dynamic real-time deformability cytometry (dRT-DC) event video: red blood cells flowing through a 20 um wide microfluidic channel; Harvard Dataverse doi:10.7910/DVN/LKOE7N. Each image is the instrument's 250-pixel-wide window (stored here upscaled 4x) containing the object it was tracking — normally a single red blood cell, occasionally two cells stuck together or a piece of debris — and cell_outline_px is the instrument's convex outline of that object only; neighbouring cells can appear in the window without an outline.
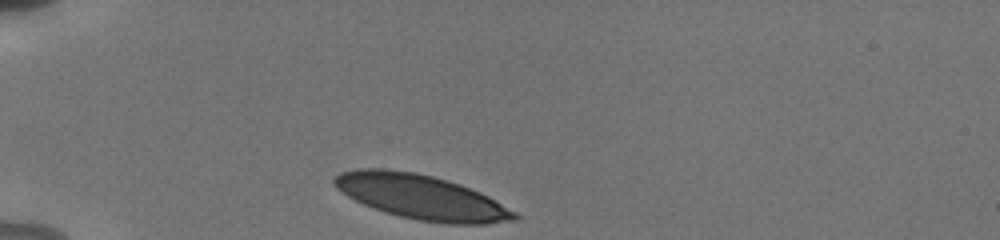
{"species": "human", "species_latin": "Homo sapiens", "temperature_condition": "cold", "stored_images_in_passage": 32, "camera_frame_rate_fps": 3000, "um_per_image_px": 0.085, "donor": {"sex": "male"}, "frame": {"image": 1, "passage_image": 1, "time_ms": 0.0, "image_size_px": [1000, 240], "cell_outline_px": [[520, 220], [488, 224], [448, 224], [420, 220], [400, 216], [384, 212], [364, 204], [340, 192], [332, 184], [332, 180], [340, 172], [356, 168], [384, 168], [416, 172], [432, 176], [460, 184], [480, 192], [488, 196], [516, 212], [520, 216]], "centroid_in_image_um": [35.81, 16.74], "position_along_channel_um": 49.2, "area_um2": 46.99}}
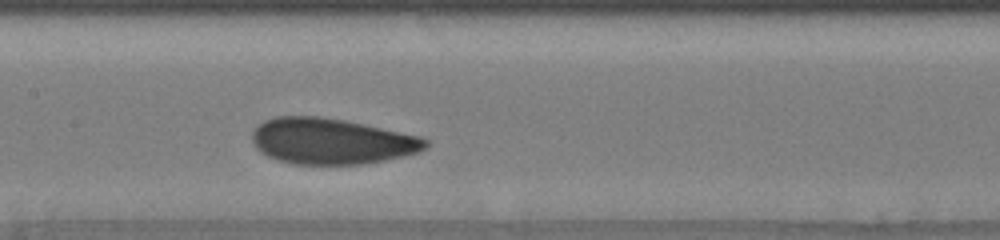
{"frame": {"image": 2, "passage_image": 14, "time_ms": 4.333, "image_size_px": [1000, 240], "cell_outline_px": [[428, 148], [420, 152], [404, 156], [364, 164], [292, 164], [268, 156], [260, 152], [252, 144], [252, 132], [264, 120], [276, 116], [320, 116], [344, 120], [420, 136], [428, 140]], "centroid_in_image_um": [28.17, 12.0], "position_along_channel_um": 179.2, "area_um2": 46.47}}
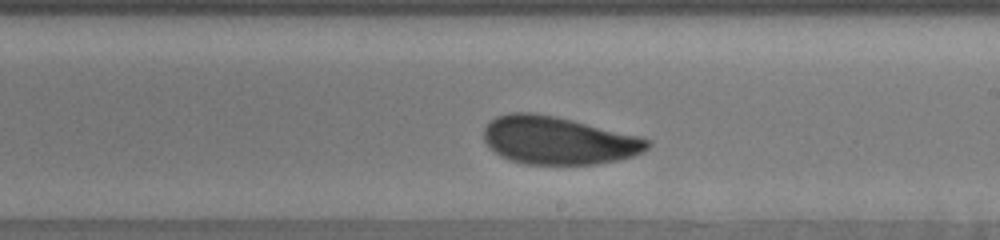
{"frame": {"image": 3, "passage_image": 19, "time_ms": 6.0, "image_size_px": [1000, 240], "cell_outline_px": [[652, 144], [648, 148], [632, 156], [620, 160], [596, 164], [524, 164], [500, 156], [484, 140], [484, 128], [496, 116], [508, 112], [532, 112], [556, 116], [652, 140]], "centroid_in_image_um": [47.44, 11.93], "position_along_channel_um": 241.6, "area_um2": 45.32}, "authors_computed_cell_mechanics": {"area_um2": 45.8065, "velocity_mm_per_s": 3.7671, "shape_relaxation_time_tau1_ms": 3.4684, "shape_relaxation_time_tau2_ms": 1.897, "deformation_change_tau1": 0.1016, "deformation_change_tau2": 0.0595}}